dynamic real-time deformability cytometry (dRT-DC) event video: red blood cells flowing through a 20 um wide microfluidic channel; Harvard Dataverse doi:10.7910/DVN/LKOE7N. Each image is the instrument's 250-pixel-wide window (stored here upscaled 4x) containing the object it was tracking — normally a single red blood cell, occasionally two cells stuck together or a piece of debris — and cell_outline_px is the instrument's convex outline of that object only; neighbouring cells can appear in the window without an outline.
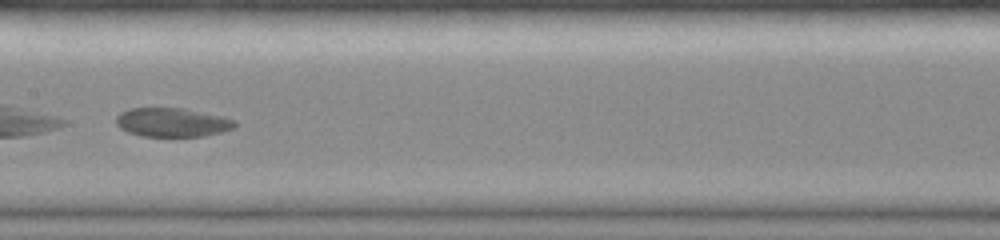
{"species": "common noctule bat (a hibernating species)", "species_latin": "Nyctalus noctula", "temperature_condition": "room temperature", "stored_images_in_passage": 26, "camera_frame_rate_fps": 3000, "um_per_image_px": 0.085, "animal": {"sex": "female", "body_mass_g": 19.0, "forearm_length_mm": 51.5}, "frame": {"image": 1, "passage_image": 12, "time_ms": 3.667, "image_size_px": [1000, 240], "cell_outline_px": [[236, 124], [232, 128], [220, 132], [204, 136], [144, 136], [128, 132], [120, 128], [116, 124], [116, 116], [120, 112], [132, 108], [184, 108], [220, 116], [236, 120]], "centroid_in_image_um": [14.61, 10.39], "position_along_channel_um": 192.8, "area_um2": 19.83}}
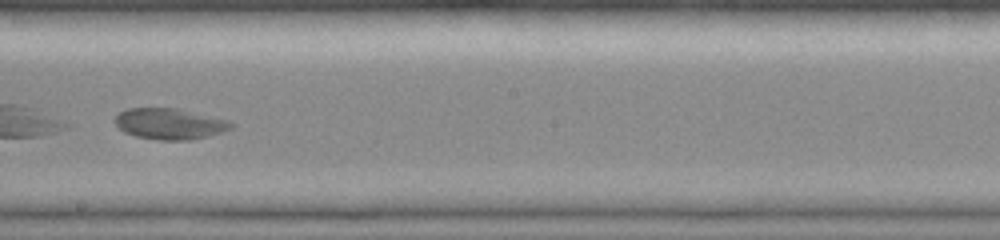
{"frame": {"image": 2, "passage_image": 15, "time_ms": 4.667, "image_size_px": [1000, 240], "cell_outline_px": [[232, 128], [208, 136], [192, 140], [160, 140], [136, 136], [124, 132], [112, 120], [120, 112], [128, 108], [176, 108], [228, 120], [232, 124]], "centroid_in_image_um": [14.39, 10.52], "position_along_channel_um": 233.8, "area_um2": 20.81}}